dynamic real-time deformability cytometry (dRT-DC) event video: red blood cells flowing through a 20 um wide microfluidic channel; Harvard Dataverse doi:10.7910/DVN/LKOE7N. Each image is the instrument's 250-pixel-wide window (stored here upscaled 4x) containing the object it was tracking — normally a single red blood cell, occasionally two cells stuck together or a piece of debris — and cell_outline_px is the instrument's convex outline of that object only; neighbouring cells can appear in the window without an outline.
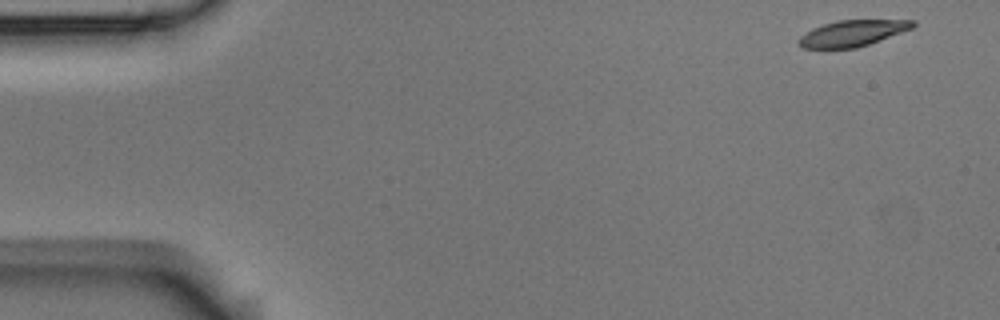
{"species": "Egyptian fruit bat (a non-hibernating species)", "species_latin": "Rousettus aegyptiacus", "temperature_condition": "room temperature", "stored_images_in_passage": 6, "camera_frame_rate_fps": 3000, "um_per_image_px": 0.085, "animal": {"sex": "male"}, "frame": {"image": 1, "passage_image": 1, "time_ms": 0.0, "image_size_px": [1000, 320], "cell_outline_px": [[916, 24], [912, 28], [868, 44], [856, 48], [804, 48], [796, 44], [796, 40], [800, 36], [812, 28], [836, 20], [916, 20]], "centroid_in_image_um": [72.41, 2.82], "position_along_channel_um": 12.6, "area_um2": 17.28}}
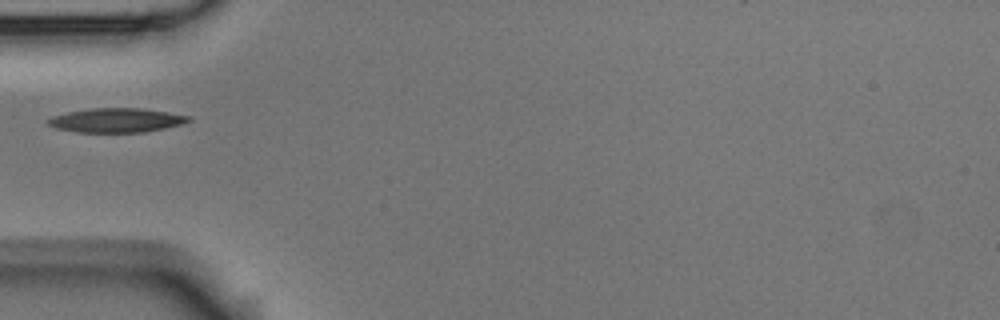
{"frame": {"image": 2, "passage_image": 5, "time_ms": 1.333, "image_size_px": [1000, 320], "cell_outline_px": [[192, 120], [184, 124], [144, 132], [76, 132], [56, 128], [48, 124], [44, 120], [52, 116], [68, 112], [88, 108], [140, 108], [168, 112], [192, 116]], "centroid_in_image_um": [9.9, 10.22], "position_along_channel_um": 75.1, "area_um2": 20.0}}
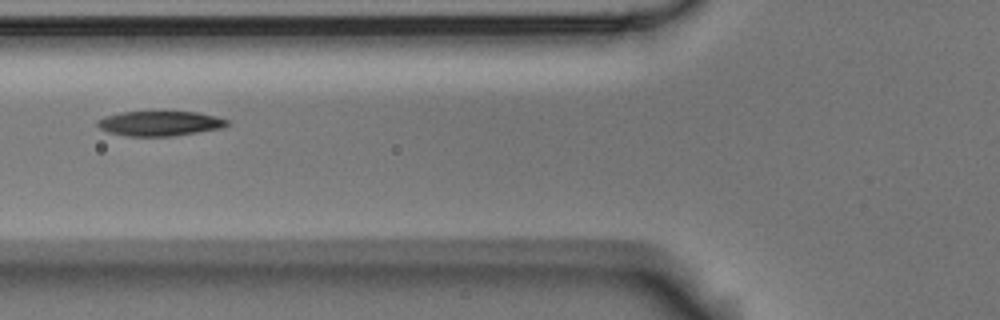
{"frame": {"image": 3, "passage_image": 6, "time_ms": 1.667, "image_size_px": [1000, 320], "cell_outline_px": [[232, 124], [220, 128], [172, 136], [124, 136], [108, 132], [100, 128], [96, 124], [96, 120], [104, 116], [120, 112], [196, 112], [216, 116], [228, 120]], "centroid_in_image_um": [13.55, 10.49], "position_along_channel_um": 112.2, "area_um2": 18.79}}